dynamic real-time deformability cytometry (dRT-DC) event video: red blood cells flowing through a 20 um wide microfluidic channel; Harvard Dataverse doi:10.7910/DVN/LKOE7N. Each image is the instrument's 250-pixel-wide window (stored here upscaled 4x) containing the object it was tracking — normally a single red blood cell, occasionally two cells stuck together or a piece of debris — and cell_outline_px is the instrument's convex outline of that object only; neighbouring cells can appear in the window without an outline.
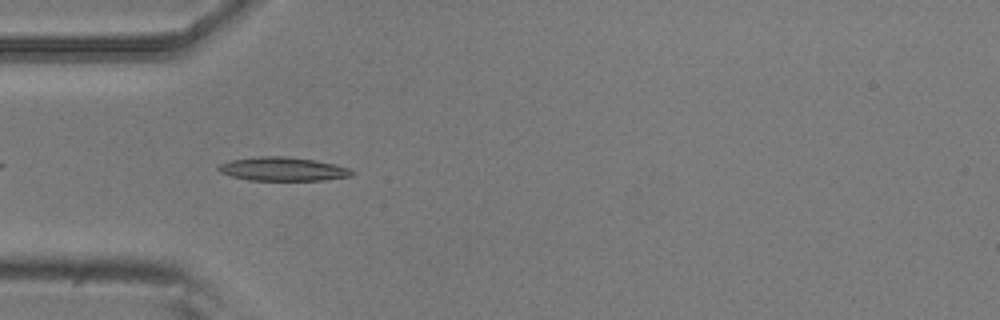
{"species": "common noctule bat (a hibernating species)", "species_latin": "Nyctalus noctula", "temperature_condition": "room temperature", "stored_images_in_passage": 6, "camera_frame_rate_fps": 3000, "um_per_image_px": 0.085, "animal": {"sex": "male", "body_mass_g": 20.5, "forearm_length_mm": 52.5}, "frame": {"image": 1, "passage_image": 5, "time_ms": 1.333, "image_size_px": [1000, 320], "cell_outline_px": [[356, 172], [352, 176], [324, 180], [248, 180], [232, 176], [220, 172], [216, 168], [220, 164], [232, 160], [252, 156], [288, 156], [316, 160], [348, 168]], "centroid_in_image_um": [24.04, 14.36], "position_along_channel_um": 61.0, "area_um2": 18.5}}
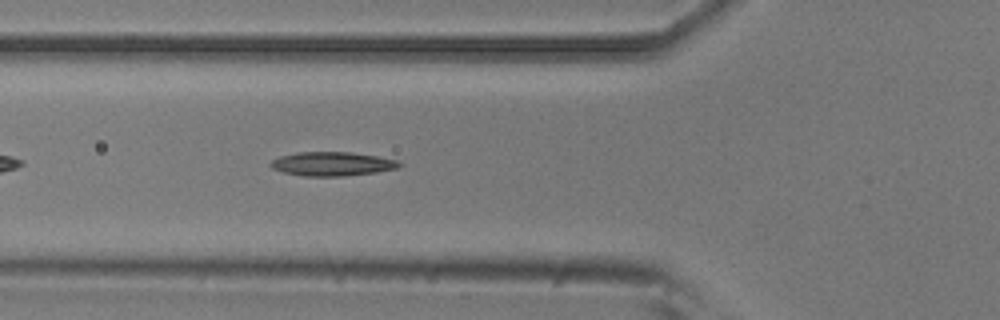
{"frame": {"image": 2, "passage_image": 6, "time_ms": 1.667, "image_size_px": [1000, 320], "cell_outline_px": [[404, 164], [396, 168], [376, 172], [344, 176], [304, 176], [284, 172], [272, 168], [268, 164], [272, 160], [280, 156], [296, 152], [352, 152], [376, 156], [396, 160]], "centroid_in_image_um": [28.21, 13.92], "position_along_channel_um": 97.6, "area_um2": 17.92}}